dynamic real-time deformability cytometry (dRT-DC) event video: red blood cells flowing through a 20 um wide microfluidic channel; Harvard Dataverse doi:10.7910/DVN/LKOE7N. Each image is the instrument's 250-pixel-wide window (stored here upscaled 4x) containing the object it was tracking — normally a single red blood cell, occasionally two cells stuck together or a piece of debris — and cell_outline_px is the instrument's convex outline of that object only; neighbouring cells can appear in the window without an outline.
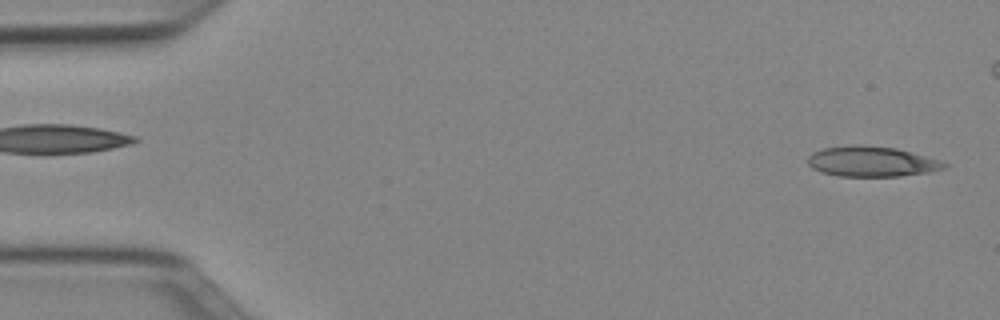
{"species": "Egyptian fruit bat (a non-hibernating species)", "species_latin": "Rousettus aegyptiacus", "temperature_condition": "cold", "stored_images_in_passage": 44, "camera_frame_rate_fps": 3000, "um_per_image_px": 0.085, "animal": {"sex": "female"}, "frame": {"image": 1, "passage_image": 1, "time_ms": 0.0, "image_size_px": [1000, 320], "cell_outline_px": [[948, 168], [928, 172], [900, 176], [840, 176], [820, 172], [812, 168], [808, 164], [808, 156], [812, 152], [824, 148], [852, 144], [860, 144], [896, 148], [924, 156], [948, 164]], "centroid_in_image_um": [74.04, 13.72], "position_along_channel_um": 11.0, "area_um2": 24.04}}
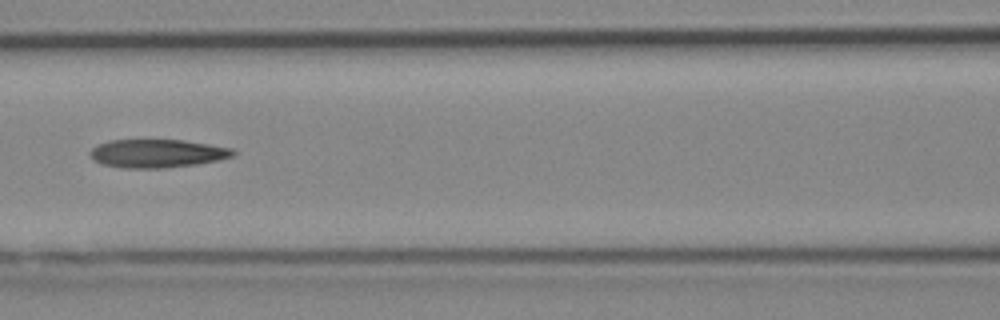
{"frame": {"image": 2, "passage_image": 21, "time_ms": 6.667, "image_size_px": [1000, 320], "cell_outline_px": [[236, 152], [232, 156], [216, 160], [196, 164], [164, 168], [124, 168], [100, 164], [92, 160], [88, 156], [88, 152], [96, 144], [108, 140], [184, 140], [232, 148]], "centroid_in_image_um": [13.27, 13.04], "position_along_channel_um": 153.3, "area_um2": 23.76}}
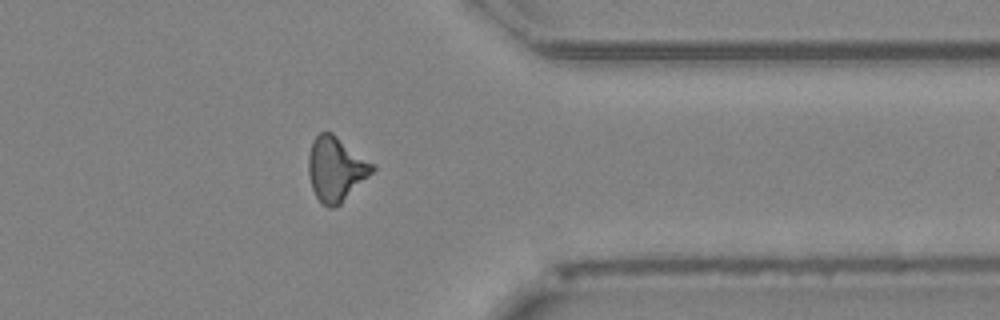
{"frame": {"image": 3, "passage_image": 39, "time_ms": 12.667, "image_size_px": [1000, 320], "cell_outline_px": [[376, 168], [340, 204], [332, 208], [328, 208], [316, 196], [312, 188], [308, 172], [308, 156], [312, 140], [320, 132], [332, 132], [376, 164]], "centroid_in_image_um": [28.55, 14.33], "position_along_channel_um": 382.8, "area_um2": 23.93}}